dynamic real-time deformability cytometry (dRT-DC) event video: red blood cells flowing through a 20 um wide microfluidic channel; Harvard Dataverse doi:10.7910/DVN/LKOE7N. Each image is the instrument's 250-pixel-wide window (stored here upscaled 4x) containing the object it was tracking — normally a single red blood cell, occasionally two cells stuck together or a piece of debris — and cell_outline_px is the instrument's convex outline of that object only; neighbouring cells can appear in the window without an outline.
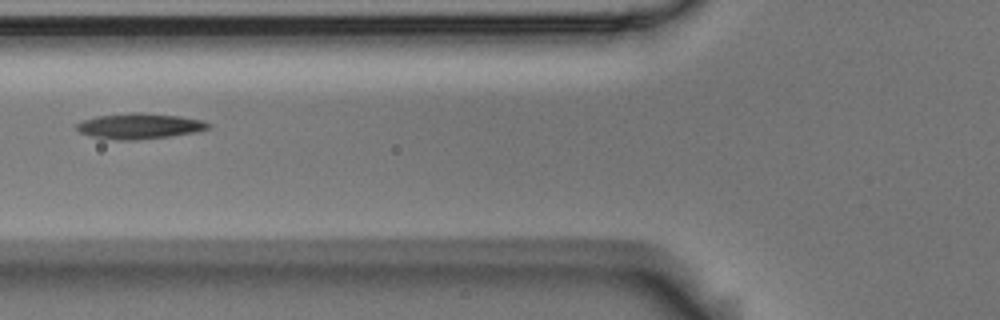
{"species": "Egyptian fruit bat (a non-hibernating species)", "species_latin": "Rousettus aegyptiacus", "temperature_condition": "room temperature", "stored_images_in_passage": 3, "camera_frame_rate_fps": 3000, "um_per_image_px": 0.085, "animal": {"sex": "male"}, "frame": {"image": 1, "passage_image": 3, "time_ms": 0.667, "image_size_px": [1000, 320], "cell_outline_px": [[212, 124], [208, 128], [196, 132], [168, 136], [136, 140], [116, 140], [92, 136], [80, 132], [76, 128], [76, 124], [84, 120], [96, 116], [132, 112], [140, 112], [180, 116], [200, 120]], "centroid_in_image_um": [11.85, 10.71], "position_along_channel_um": 114.0, "area_um2": 19.48}}